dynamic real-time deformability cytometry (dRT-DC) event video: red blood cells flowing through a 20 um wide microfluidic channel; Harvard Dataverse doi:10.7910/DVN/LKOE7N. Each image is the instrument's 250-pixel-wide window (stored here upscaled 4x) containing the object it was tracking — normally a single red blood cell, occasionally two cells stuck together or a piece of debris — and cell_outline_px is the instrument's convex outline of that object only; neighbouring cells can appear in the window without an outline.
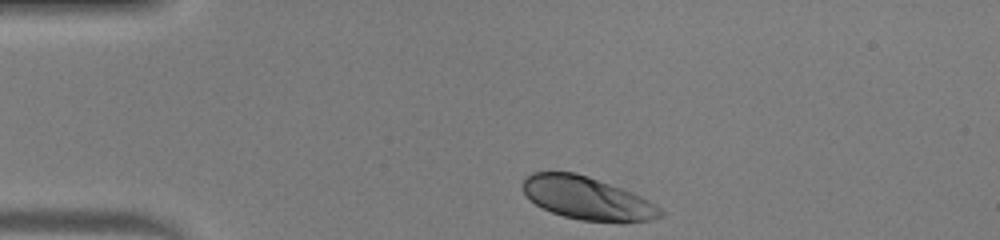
{"species": "human", "species_latin": "Homo sapiens", "temperature_condition": "warm", "stored_images_in_passage": 31, "camera_frame_rate_fps": 3000, "um_per_image_px": 0.085, "donor": {"sex": "male"}, "frame": {"image": 1, "passage_image": 1, "time_ms": 0.0, "image_size_px": [1000, 240], "cell_outline_px": [[664, 216], [652, 220], [620, 224], [580, 220], [564, 216], [552, 212], [536, 204], [524, 192], [520, 184], [524, 176], [532, 172], [576, 172], [588, 176], [632, 192], [648, 200], [660, 208], [664, 212]], "centroid_in_image_um": [49.94, 16.87], "position_along_channel_um": 35.1, "area_um2": 34.85}}
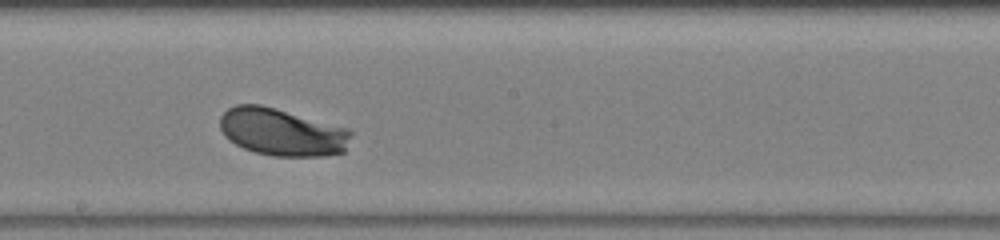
{"frame": {"image": 2, "passage_image": 18, "time_ms": 5.667, "image_size_px": [1000, 240], "cell_outline_px": [[352, 132], [344, 152], [324, 156], [272, 156], [256, 152], [244, 148], [228, 140], [224, 136], [220, 128], [220, 116], [228, 108], [236, 104], [260, 104], [276, 108], [348, 128]], "centroid_in_image_um": [23.95, 11.22], "position_along_channel_um": 224.3, "area_um2": 36.3}}
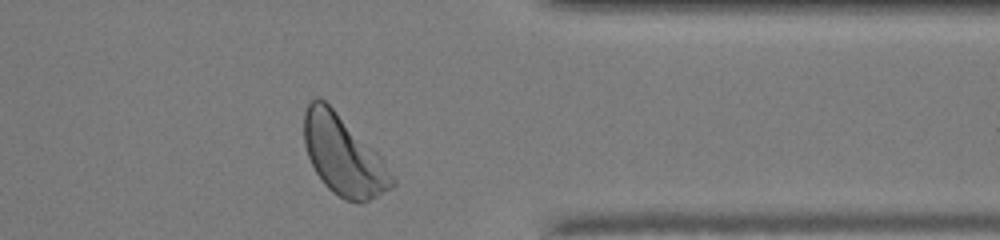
{"frame": {"image": 3, "passage_image": 30, "time_ms": 9.667, "image_size_px": [1000, 240], "cell_outline_px": [[396, 184], [392, 188], [360, 204], [344, 200], [332, 192], [324, 184], [316, 172], [308, 156], [304, 144], [304, 112], [308, 104], [316, 96], [324, 100], [380, 156], [396, 180]], "centroid_in_image_um": [29.18, 13.25], "position_along_channel_um": 382.2, "area_um2": 40.23}, "authors_computed_cell_mechanics": {"area_um2": 35.9516, "velocity_mm_per_s": 4.1839, "shape_relaxation_time_tau1_ms": 1.2797, "shape_relaxation_time_tau2_ms": null, "deformation_change_tau1": 0.1087, "deformation_change_tau2": null}}